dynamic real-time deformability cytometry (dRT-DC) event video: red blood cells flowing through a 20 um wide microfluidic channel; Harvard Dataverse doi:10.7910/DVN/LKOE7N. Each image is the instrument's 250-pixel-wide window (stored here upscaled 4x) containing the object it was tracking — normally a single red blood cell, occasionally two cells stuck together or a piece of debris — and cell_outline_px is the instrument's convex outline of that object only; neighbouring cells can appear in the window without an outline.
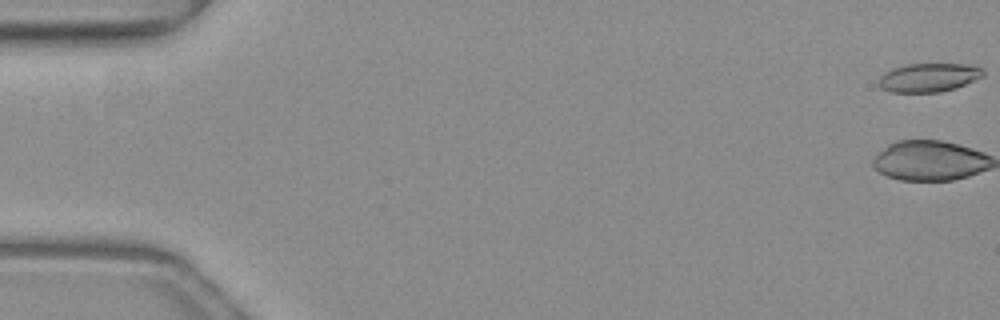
{"species": "common noctule bat (a hibernating species)", "species_latin": "Nyctalus noctula", "temperature_condition": "warm", "stored_images_in_passage": 21, "camera_frame_rate_fps": 3000, "um_per_image_px": 0.085, "animal": {"sex": "female", "body_mass_g": 19.3, "forearm_length_mm": 54.1}, "frame": {"image": 1, "passage_image": 1, "time_ms": 0.0, "image_size_px": [1000, 320], "cell_outline_px": [[984, 76], [956, 88], [940, 92], [892, 92], [880, 88], [880, 76], [884, 72], [892, 68], [904, 64], [976, 64], [984, 68]], "centroid_in_image_um": [78.99, 6.57], "position_along_channel_um": 6.0, "area_um2": 17.69}}